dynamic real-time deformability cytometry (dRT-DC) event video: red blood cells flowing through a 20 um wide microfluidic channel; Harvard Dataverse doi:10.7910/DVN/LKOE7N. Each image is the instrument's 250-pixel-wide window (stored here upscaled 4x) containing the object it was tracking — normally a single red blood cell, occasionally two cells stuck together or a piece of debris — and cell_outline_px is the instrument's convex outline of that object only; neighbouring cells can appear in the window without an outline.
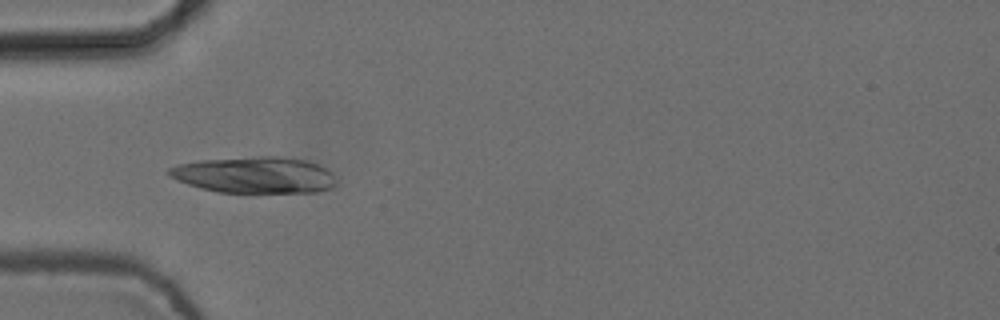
{"species": "common noctule bat (a hibernating species)", "species_latin": "Nyctalus noctula", "temperature_condition": "cold", "stored_images_in_passage": 5, "camera_frame_rate_fps": 3000, "um_per_image_px": 0.085, "animal": {"sex": "female", "body_mass_g": 24.6, "forearm_length_mm": 56.2}, "frame": {"image": 1, "passage_image": 4, "time_ms": 1.0, "image_size_px": [1000, 320], "cell_outline_px": [[336, 184], [332, 188], [316, 192], [220, 192], [200, 188], [176, 180], [168, 172], [168, 168], [176, 164], [200, 160], [256, 156], [276, 156], [308, 160], [320, 164], [336, 180]], "centroid_in_image_um": [21.64, 14.86], "position_along_channel_um": 63.4, "area_um2": 35.43}}